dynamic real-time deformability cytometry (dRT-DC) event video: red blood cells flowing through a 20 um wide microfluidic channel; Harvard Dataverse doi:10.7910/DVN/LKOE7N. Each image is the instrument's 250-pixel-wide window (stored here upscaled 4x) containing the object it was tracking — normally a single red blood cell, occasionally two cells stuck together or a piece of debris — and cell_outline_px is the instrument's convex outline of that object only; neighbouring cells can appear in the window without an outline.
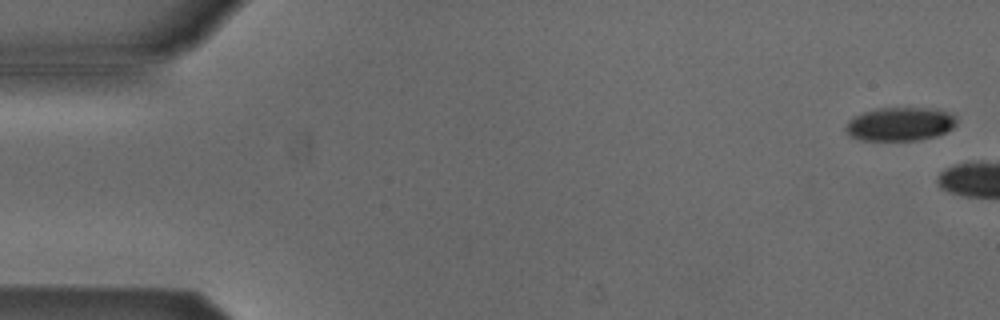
{"species": "Egyptian fruit bat (a non-hibernating species)", "species_latin": "Rousettus aegyptiacus", "temperature_condition": "cold", "stored_images_in_passage": 4, "camera_frame_rate_fps": 3000, "um_per_image_px": 0.085, "animal": {"sex": "male"}, "frame": {"image": 1, "passage_image": 1, "time_ms": 0.0, "image_size_px": [1000, 320], "cell_outline_px": [[956, 124], [952, 128], [936, 136], [920, 140], [860, 140], [848, 136], [844, 128], [848, 120], [864, 112], [880, 108], [928, 108], [948, 112], [956, 116]], "centroid_in_image_um": [76.48, 10.55], "position_along_channel_um": 8.5, "area_um2": 21.68}}